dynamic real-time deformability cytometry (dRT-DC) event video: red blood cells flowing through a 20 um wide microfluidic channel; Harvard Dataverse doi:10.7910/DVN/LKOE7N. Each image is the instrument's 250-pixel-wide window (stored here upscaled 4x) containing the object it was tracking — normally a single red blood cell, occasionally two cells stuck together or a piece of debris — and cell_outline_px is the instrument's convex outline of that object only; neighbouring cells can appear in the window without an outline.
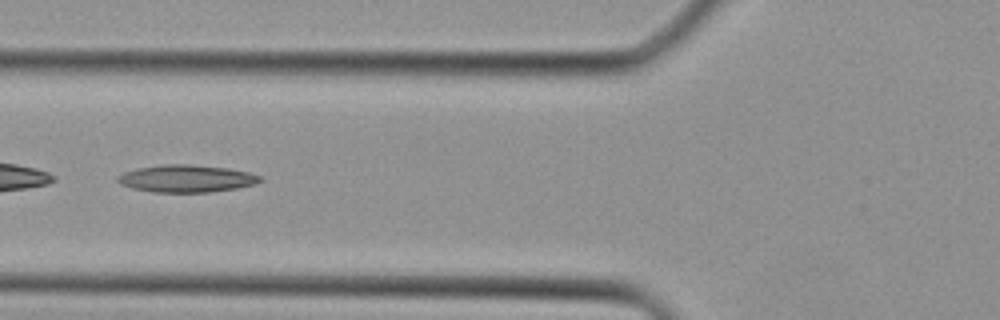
{"species": "Egyptian fruit bat (a non-hibernating species)", "species_latin": "Rousettus aegyptiacus", "temperature_condition": "cold", "stored_images_in_passage": 29, "camera_frame_rate_fps": 3000, "um_per_image_px": 0.085, "animal": {"sex": "female"}, "frame": {"image": 1, "passage_image": 6, "time_ms": 1.667, "image_size_px": [1000, 320], "cell_outline_px": [[264, 180], [256, 184], [236, 188], [208, 192], [152, 192], [132, 188], [120, 184], [116, 180], [116, 176], [124, 172], [136, 168], [164, 164], [188, 164], [228, 168], [248, 172], [260, 176]], "centroid_in_image_um": [15.82, 15.17], "position_along_channel_um": 110.0, "area_um2": 22.77}}